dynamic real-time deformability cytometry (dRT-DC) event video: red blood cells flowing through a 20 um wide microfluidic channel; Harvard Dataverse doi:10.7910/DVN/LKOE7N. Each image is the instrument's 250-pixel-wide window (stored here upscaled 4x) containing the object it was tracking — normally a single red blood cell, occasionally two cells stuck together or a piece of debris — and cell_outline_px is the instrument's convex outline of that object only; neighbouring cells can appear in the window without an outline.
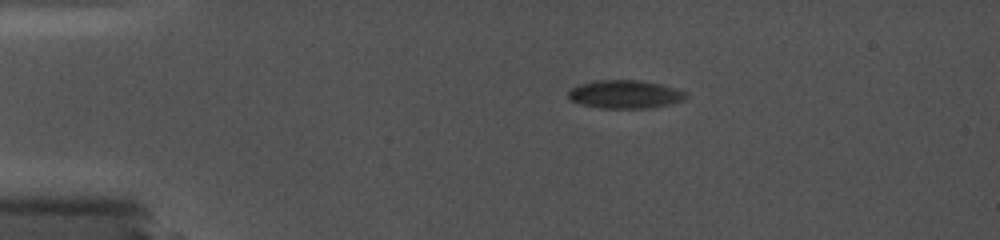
{"species": "common noctule bat (a hibernating species)", "species_latin": "Nyctalus noctula", "temperature_condition": "cold", "stored_images_in_passage": 8, "camera_frame_rate_fps": 5000, "um_per_image_px": 0.085, "animal": {"sex": "female", "body_mass_g": 19.0, "forearm_length_mm": 56.7}, "frame": {"image": 1, "passage_image": 1, "time_ms": 0.0, "image_size_px": [1000, 240], "cell_outline_px": [[688, 96], [684, 100], [652, 108], [600, 108], [580, 104], [572, 100], [568, 96], [568, 92], [572, 88], [580, 84], [596, 80], [636, 80], [664, 84], [688, 92]], "centroid_in_image_um": [53.17, 8.01], "position_along_channel_um": 31.8, "area_um2": 19.48}}
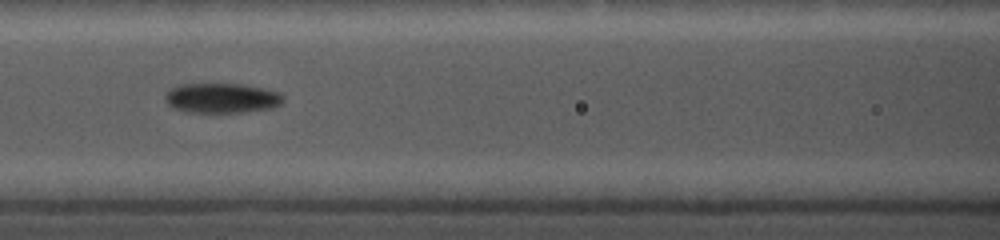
{"frame": {"image": 2, "passage_image": 7, "time_ms": 4.6, "image_size_px": [1000, 240], "cell_outline_px": [[284, 100], [280, 104], [272, 108], [244, 112], [184, 112], [172, 108], [164, 100], [164, 96], [168, 88], [176, 84], [244, 84], [264, 88], [280, 92], [284, 96]], "centroid_in_image_um": [18.81, 8.33], "position_along_channel_um": 147.8, "area_um2": 20.98}}